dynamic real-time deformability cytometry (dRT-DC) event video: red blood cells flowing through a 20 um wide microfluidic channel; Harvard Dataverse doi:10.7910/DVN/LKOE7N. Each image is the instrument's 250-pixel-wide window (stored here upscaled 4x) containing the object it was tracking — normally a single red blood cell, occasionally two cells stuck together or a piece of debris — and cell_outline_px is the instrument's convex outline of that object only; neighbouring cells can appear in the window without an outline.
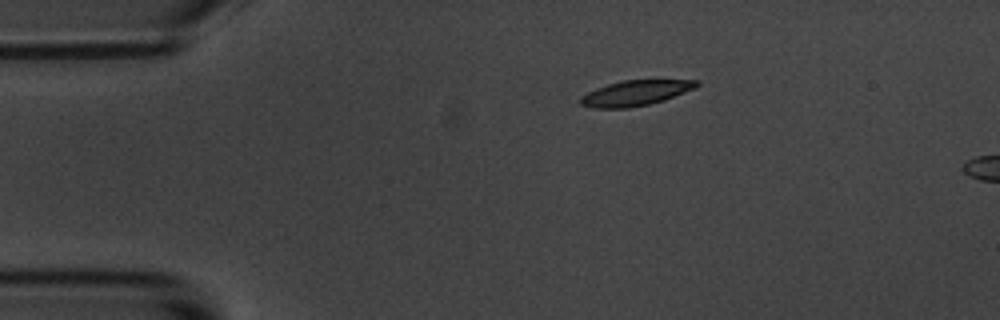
{"species": "common noctule bat (a hibernating species)", "species_latin": "Nyctalus noctula", "temperature_condition": "room temperature", "stored_images_in_passage": 9, "camera_frame_rate_fps": 3000, "um_per_image_px": 0.085, "animal": {"sex": "male", "body_mass_g": 20.1, "forearm_length_mm": 53.5}, "frame": {"image": 1, "passage_image": 1, "time_ms": 0.0, "image_size_px": [1000, 320], "cell_outline_px": [[700, 84], [696, 88], [664, 100], [648, 104], [628, 108], [596, 108], [580, 104], [580, 96], [596, 88], [608, 84], [624, 80], [700, 80]], "centroid_in_image_um": [54.03, 7.9], "position_along_channel_um": 31.0, "area_um2": 17.05}}
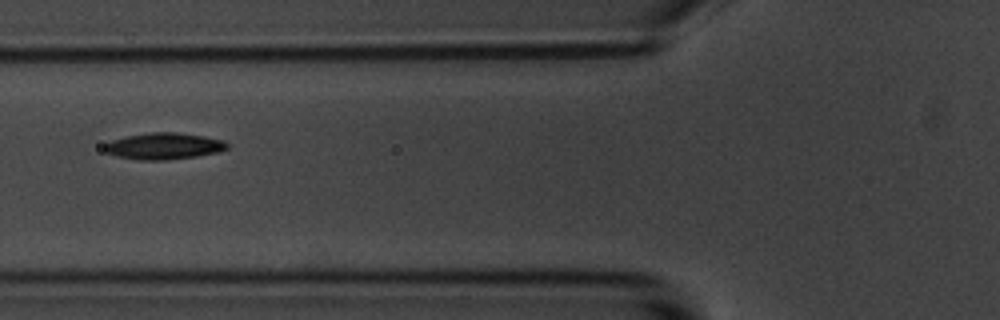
{"frame": {"image": 2, "passage_image": 4, "time_ms": 3.667, "image_size_px": [1000, 320], "cell_outline_px": [[228, 148], [216, 152], [196, 156], [164, 160], [140, 160], [116, 156], [104, 152], [104, 144], [112, 140], [128, 136], [152, 132], [176, 132], [204, 136], [224, 140], [228, 144]], "centroid_in_image_um": [13.91, 12.42], "position_along_channel_um": 111.9, "area_um2": 18.84}}
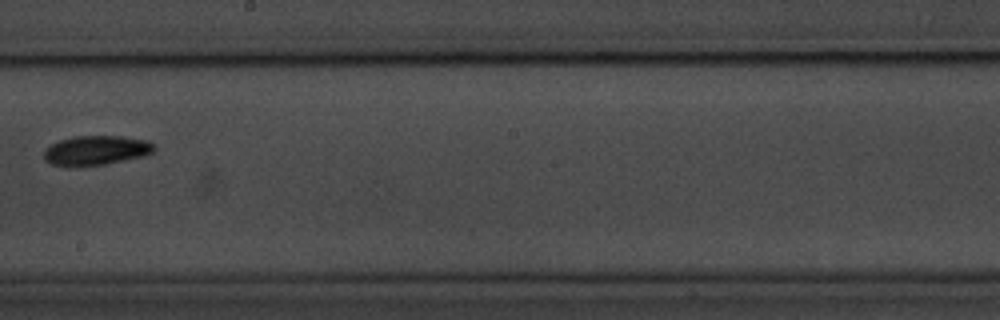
{"frame": {"image": 3, "passage_image": 7, "time_ms": 7.333, "image_size_px": [1000, 320], "cell_outline_px": [[156, 148], [152, 152], [144, 156], [104, 164], [52, 164], [44, 160], [44, 148], [60, 140], [76, 136], [120, 136], [148, 140], [156, 144]], "centroid_in_image_um": [8.23, 12.74], "position_along_channel_um": 240.0, "area_um2": 18.5}}